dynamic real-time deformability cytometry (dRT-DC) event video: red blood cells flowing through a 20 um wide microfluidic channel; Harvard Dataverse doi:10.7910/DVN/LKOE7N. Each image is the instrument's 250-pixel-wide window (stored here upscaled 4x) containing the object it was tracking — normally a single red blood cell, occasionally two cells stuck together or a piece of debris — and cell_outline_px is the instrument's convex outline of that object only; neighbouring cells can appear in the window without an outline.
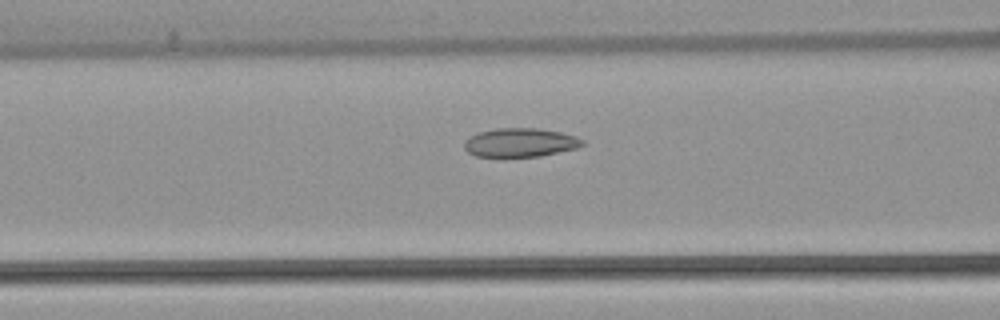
{"species": "common noctule bat (a hibernating species)", "species_latin": "Nyctalus noctula", "temperature_condition": "warm", "stored_images_in_passage": 53, "camera_frame_rate_fps": 3000, "um_per_image_px": 0.085, "animal": {"sex": "female", "body_mass_g": 22.7, "forearm_length_mm": 54.2}, "frame": {"image": 1, "passage_image": 22, "time_ms": 7.0, "image_size_px": [1000, 320], "cell_outline_px": [[584, 144], [576, 148], [540, 156], [476, 156], [468, 152], [464, 148], [464, 140], [480, 132], [496, 128], [536, 128], [560, 132], [576, 136], [584, 140]], "centroid_in_image_um": [44.22, 12.11], "position_along_channel_um": 122.4, "area_um2": 19.59}}
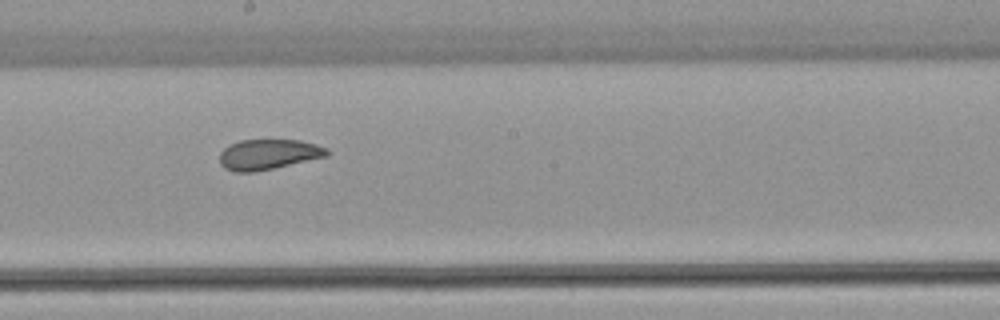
{"frame": {"image": 2, "passage_image": 30, "time_ms": 9.667, "image_size_px": [1000, 320], "cell_outline_px": [[332, 152], [328, 156], [256, 172], [236, 172], [224, 168], [220, 164], [220, 152], [224, 148], [240, 140], [300, 140], [316, 144], [328, 148]], "centroid_in_image_um": [22.85, 13.13], "position_along_channel_um": 225.4, "area_um2": 19.07}}
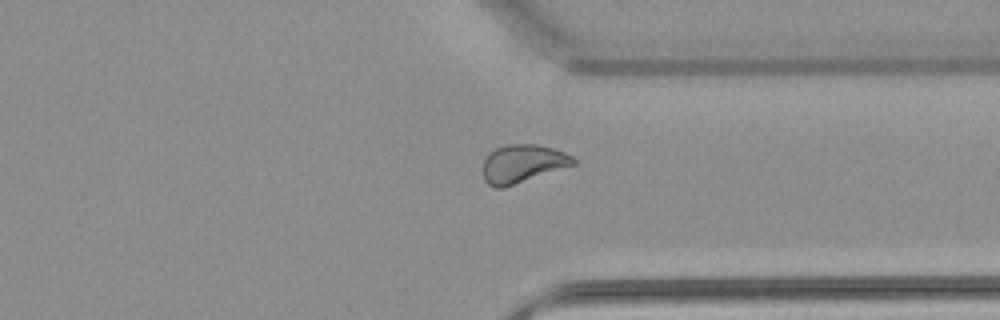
{"frame": {"image": 3, "passage_image": 41, "time_ms": 13.333, "image_size_px": [1000, 320], "cell_outline_px": [[576, 164], [504, 188], [496, 188], [488, 184], [484, 180], [484, 160], [488, 152], [496, 148], [508, 144], [536, 144], [552, 148], [564, 152], [572, 156], [576, 160]], "centroid_in_image_um": [44.42, 13.91], "position_along_channel_um": 367.0, "area_um2": 20.11}, "authors_computed_cell_mechanics": {"area_um2": 22.0218, "velocity_mm_per_s": 3.8621, "shape_relaxation_time_tau1_ms": null, "shape_relaxation_time_tau2_ms": 1.8167, "deformation_change_tau1": null, "deformation_change_tau2": 0.0687}}